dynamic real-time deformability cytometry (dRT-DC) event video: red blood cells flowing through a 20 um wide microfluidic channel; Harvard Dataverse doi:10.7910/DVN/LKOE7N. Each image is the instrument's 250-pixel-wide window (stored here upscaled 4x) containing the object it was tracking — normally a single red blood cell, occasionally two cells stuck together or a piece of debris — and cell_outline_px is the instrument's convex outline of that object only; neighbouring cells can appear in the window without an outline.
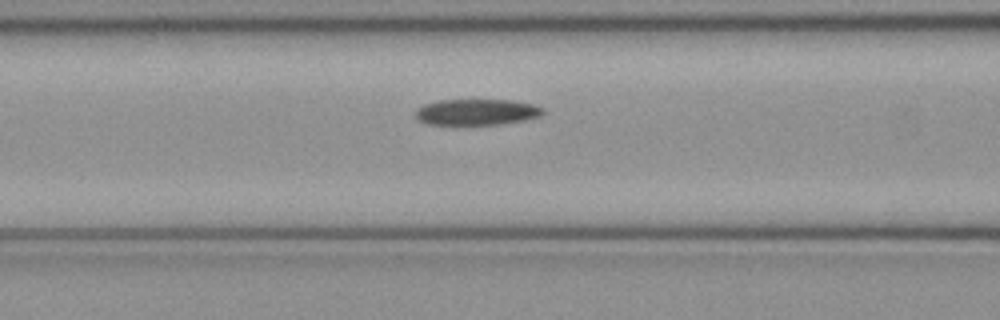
{"species": "common noctule bat (a hibernating species)", "species_latin": "Nyctalus noctula", "temperature_condition": "cold", "stored_images_in_passage": 34, "camera_frame_rate_fps": 3000, "um_per_image_px": 0.085, "animal": {"sex": "female", "body_mass_g": 21.9}, "frame": {"image": 1, "passage_image": 8, "time_ms": 2.333, "image_size_px": [1000, 320], "cell_outline_px": [[544, 112], [540, 116], [524, 120], [500, 124], [428, 124], [420, 120], [416, 116], [416, 108], [424, 104], [440, 100], [512, 100], [532, 104], [544, 108]], "centroid_in_image_um": [40.53, 9.51], "position_along_channel_um": 126.1, "area_um2": 19.19}}
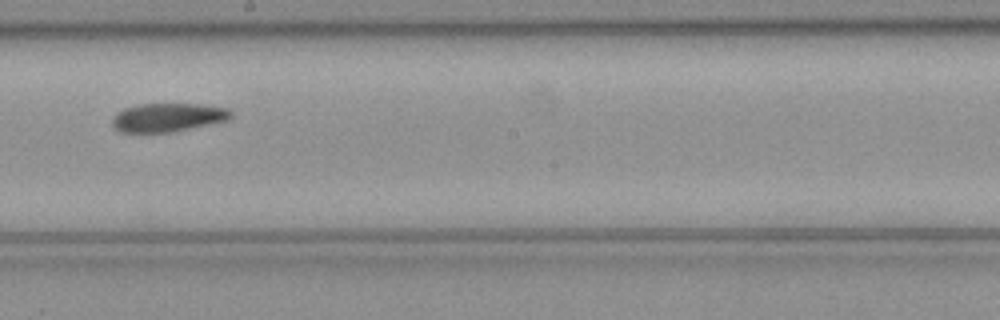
{"frame": {"image": 2, "passage_image": 16, "time_ms": 5.0, "image_size_px": [1000, 320], "cell_outline_px": [[232, 116], [228, 120], [172, 132], [120, 132], [112, 124], [112, 116], [116, 112], [124, 108], [136, 104], [200, 104], [228, 108], [232, 112]], "centroid_in_image_um": [14.25, 9.97], "position_along_channel_um": 234.0, "area_um2": 19.83}}
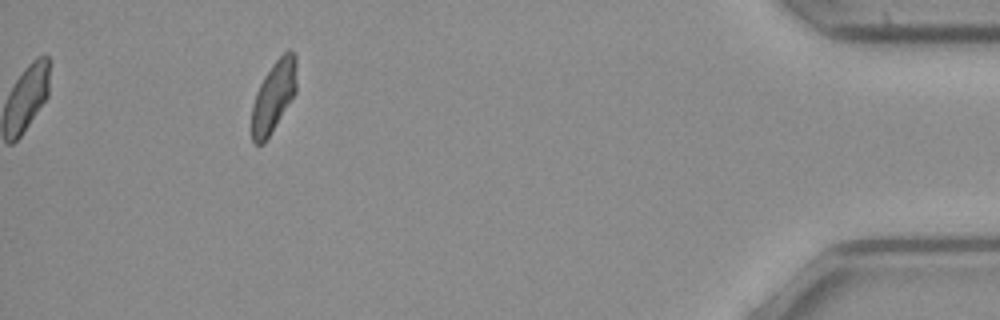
{"frame": {"image": 3, "passage_image": 34, "time_ms": 11.0, "image_size_px": [1000, 320], "cell_outline_px": [[296, 92], [264, 144], [256, 144], [252, 140], [252, 108], [256, 92], [264, 76], [272, 64], [288, 48], [296, 56]], "centroid_in_image_um": [23.26, 8.18], "position_along_channel_um": 411.9, "area_um2": 18.44}, "authors_computed_cell_mechanics": {"area_um2": 20.1722, "velocity_mm_per_s": 4.0408, "shape_relaxation_time_tau1_ms": 6.7258, "shape_relaxation_time_tau2_ms": 2.7895, "deformation_change_tau1": 0.1681, "deformation_change_tau2": 0.088}}